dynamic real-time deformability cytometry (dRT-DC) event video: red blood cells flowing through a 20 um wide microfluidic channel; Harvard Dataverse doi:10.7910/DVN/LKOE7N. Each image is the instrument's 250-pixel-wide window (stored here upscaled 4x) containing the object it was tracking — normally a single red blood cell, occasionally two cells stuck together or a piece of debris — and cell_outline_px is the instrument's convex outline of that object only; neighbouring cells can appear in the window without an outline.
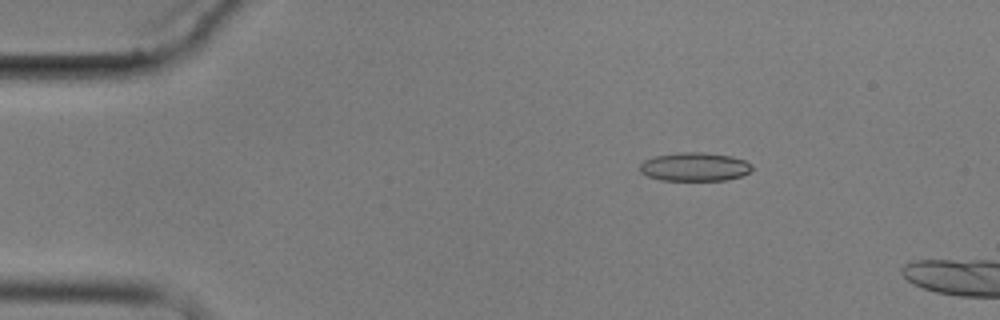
{"species": "common noctule bat (a hibernating species)", "species_latin": "Nyctalus noctula", "temperature_condition": "cold", "stored_images_in_passage": 5, "camera_frame_rate_fps": 3000, "um_per_image_px": 0.085, "animal": {"sex": "male", "body_mass_g": 17.9}, "frame": {"image": 1, "passage_image": 3, "time_ms": 2.333, "image_size_px": [1000, 320], "cell_outline_px": [[752, 168], [748, 172], [740, 176], [728, 180], [660, 180], [648, 176], [640, 172], [640, 164], [644, 160], [656, 156], [676, 152], [704, 152], [732, 156], [744, 160], [752, 164]], "centroid_in_image_um": [59.04, 14.17], "position_along_channel_um": 26.0, "area_um2": 18.73}}